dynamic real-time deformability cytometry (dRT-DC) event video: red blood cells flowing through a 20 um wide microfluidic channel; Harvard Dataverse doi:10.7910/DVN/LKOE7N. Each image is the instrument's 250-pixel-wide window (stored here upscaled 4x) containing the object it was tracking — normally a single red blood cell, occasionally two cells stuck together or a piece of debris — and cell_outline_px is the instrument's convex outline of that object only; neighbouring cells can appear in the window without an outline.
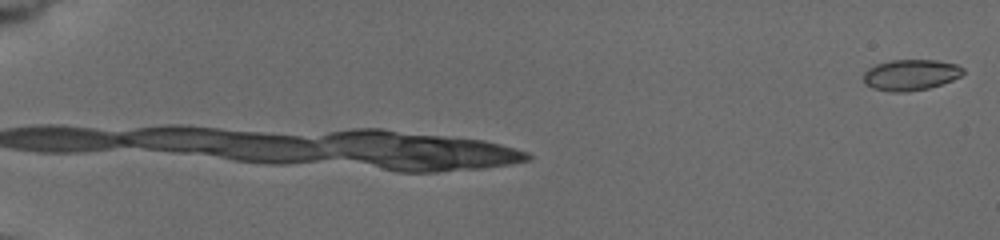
{"species": "common noctule bat (a hibernating species)", "species_latin": "Nyctalus noctula", "temperature_condition": "cold", "stored_images_in_passage": 13, "camera_frame_rate_fps": 3000, "um_per_image_px": 0.085, "animal": {"sex": "female", "body_mass_g": 19.5, "forearm_length_mm": 54.1}, "frame": {"image": 1, "passage_image": 13, "time_ms": 4.667, "image_size_px": [1000, 240], "cell_outline_px": [[964, 72], [960, 76], [952, 80], [928, 88], [904, 92], [892, 92], [872, 88], [864, 84], [864, 72], [868, 68], [876, 64], [892, 60], [936, 60], [956, 64], [964, 68]], "centroid_in_image_um": [77.39, 6.36], "position_along_channel_um": 7.6, "area_um2": 17.92}}